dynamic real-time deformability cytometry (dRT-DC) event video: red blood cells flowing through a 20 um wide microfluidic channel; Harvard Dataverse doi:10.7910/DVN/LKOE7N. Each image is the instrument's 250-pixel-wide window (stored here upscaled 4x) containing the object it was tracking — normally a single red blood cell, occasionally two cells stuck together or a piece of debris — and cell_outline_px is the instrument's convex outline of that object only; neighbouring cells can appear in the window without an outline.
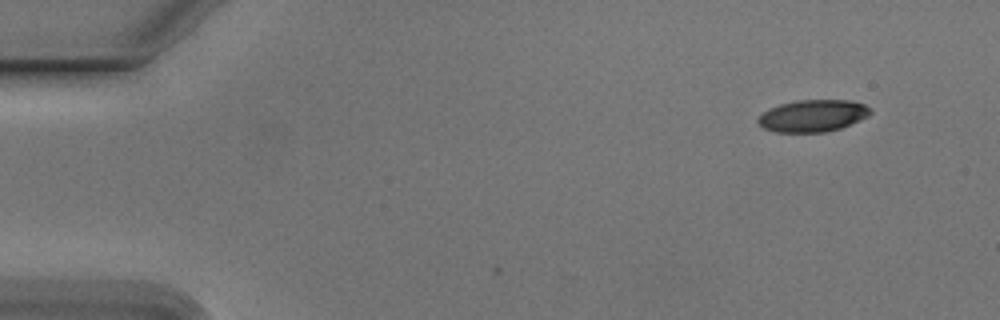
{"species": "Egyptian fruit bat (a non-hibernating species)", "species_latin": "Rousettus aegyptiacus", "temperature_condition": "cold", "stored_images_in_passage": 6, "camera_frame_rate_fps": 3000, "um_per_image_px": 0.085, "animal": {"sex": "male"}, "frame": {"image": 1, "passage_image": 1, "time_ms": 0.0, "image_size_px": [1000, 320], "cell_outline_px": [[872, 112], [868, 116], [860, 120], [840, 128], [824, 132], [776, 132], [764, 128], [756, 120], [768, 108], [780, 104], [796, 100], [852, 100], [864, 104], [872, 108]], "centroid_in_image_um": [69.11, 9.83], "position_along_channel_um": 15.9, "area_um2": 20.98}}